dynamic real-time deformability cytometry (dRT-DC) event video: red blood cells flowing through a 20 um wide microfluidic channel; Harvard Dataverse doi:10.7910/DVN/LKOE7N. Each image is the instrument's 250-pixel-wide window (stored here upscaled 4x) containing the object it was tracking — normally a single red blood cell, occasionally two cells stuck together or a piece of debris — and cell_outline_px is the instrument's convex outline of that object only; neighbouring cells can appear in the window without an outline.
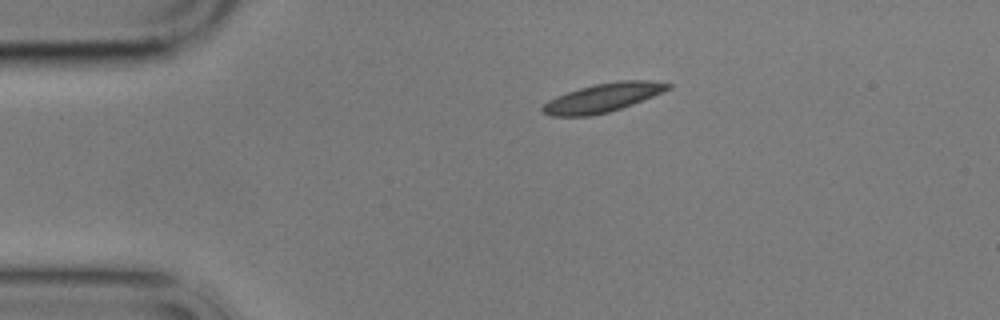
{"species": "common noctule bat (a hibernating species)", "species_latin": "Nyctalus noctula", "temperature_condition": "cold", "stored_images_in_passage": 6, "camera_frame_rate_fps": 3000, "um_per_image_px": 0.085, "animal": {"sex": "male", "body_mass_g": 17.9}, "frame": {"image": 1, "passage_image": 1, "time_ms": 0.0, "image_size_px": [1000, 320], "cell_outline_px": [[672, 88], [632, 104], [608, 112], [588, 116], [552, 116], [544, 112], [540, 108], [548, 100], [556, 96], [580, 88], [596, 84], [620, 80], [644, 80], [672, 84]], "centroid_in_image_um": [51.23, 8.3], "position_along_channel_um": 33.8, "area_um2": 20.63}}
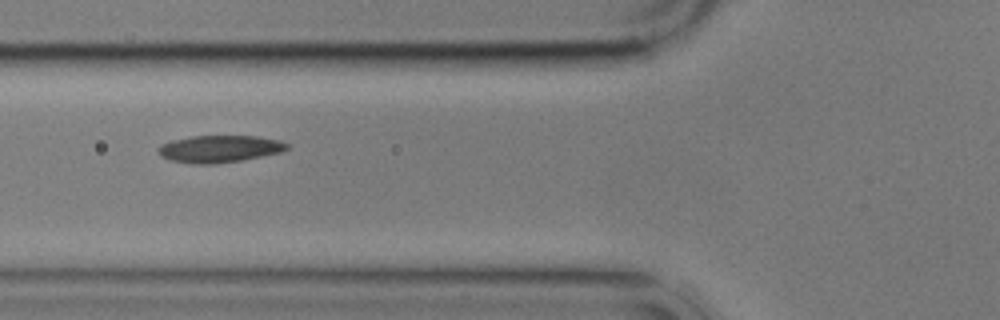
{"frame": {"image": 2, "passage_image": 4, "time_ms": 3.333, "image_size_px": [1000, 320], "cell_outline_px": [[288, 148], [280, 152], [240, 160], [212, 164], [192, 164], [172, 160], [160, 156], [156, 152], [156, 148], [160, 144], [172, 140], [192, 136], [256, 136], [280, 140], [288, 144]], "centroid_in_image_um": [18.59, 12.65], "position_along_channel_um": 107.2, "area_um2": 20.29}}
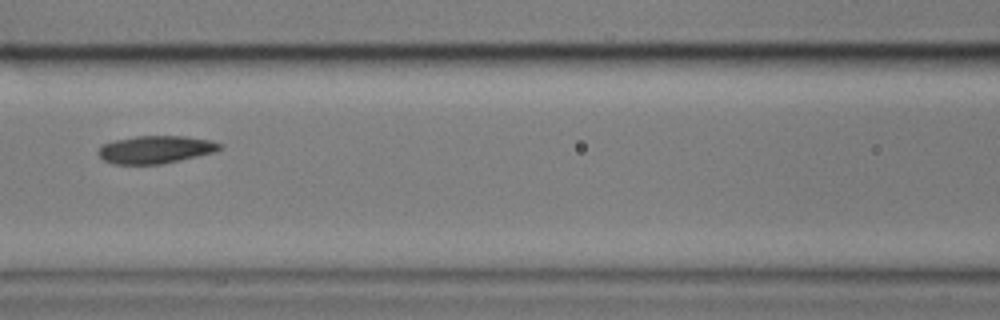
{"frame": {"image": 3, "passage_image": 5, "time_ms": 4.667, "image_size_px": [1000, 320], "cell_outline_px": [[224, 148], [216, 152], [180, 160], [160, 164], [112, 164], [104, 160], [96, 152], [100, 144], [116, 140], [136, 136], [184, 136], [212, 140], [224, 144]], "centroid_in_image_um": [13.25, 12.7], "position_along_channel_um": 153.4, "area_um2": 19.88}}